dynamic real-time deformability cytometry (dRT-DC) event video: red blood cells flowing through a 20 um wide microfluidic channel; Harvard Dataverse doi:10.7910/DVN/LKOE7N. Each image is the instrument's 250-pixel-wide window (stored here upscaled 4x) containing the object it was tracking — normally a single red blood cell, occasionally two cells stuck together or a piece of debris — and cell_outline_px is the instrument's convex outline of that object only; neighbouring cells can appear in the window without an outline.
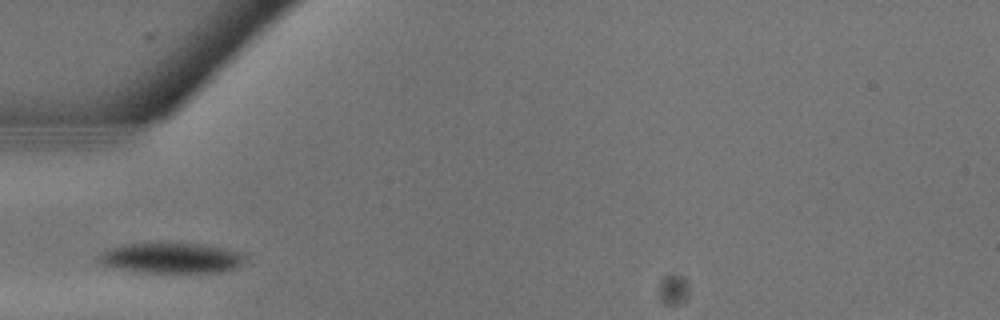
{"species": "common noctule bat (a hibernating species)", "species_latin": "Nyctalus noctula", "temperature_condition": "warm", "stored_images_in_passage": 3, "camera_frame_rate_fps": 3000, "um_per_image_px": 0.085, "animal": {"sex": "male", "body_mass_g": 13.3}, "frame": {"image": 1, "passage_image": 2, "time_ms": 0.333, "image_size_px": [1000, 320], "cell_outline_px": [[244, 260], [236, 268], [224, 272], [148, 272], [116, 268], [100, 264], [96, 256], [100, 252], [108, 248], [124, 244], [148, 240], [168, 240], [208, 244], [240, 252], [244, 256]], "centroid_in_image_um": [14.5, 21.86], "position_along_channel_um": 70.5, "area_um2": 27.22}}